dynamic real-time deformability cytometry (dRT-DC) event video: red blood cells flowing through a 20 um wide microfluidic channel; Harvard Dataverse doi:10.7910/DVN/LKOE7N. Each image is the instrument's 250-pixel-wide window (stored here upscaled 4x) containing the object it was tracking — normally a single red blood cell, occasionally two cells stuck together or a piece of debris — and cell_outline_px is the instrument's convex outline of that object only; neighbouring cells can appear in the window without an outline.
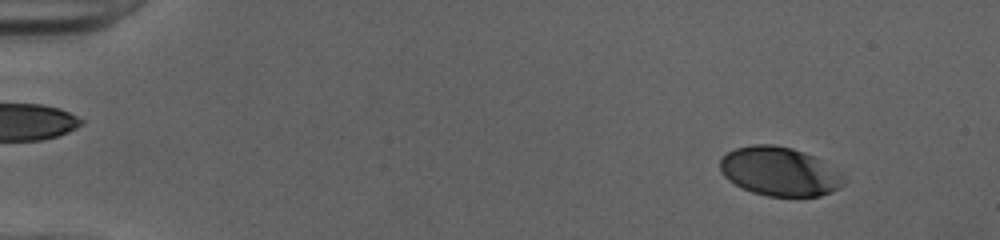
{"species": "human", "species_latin": "Homo sapiens", "temperature_condition": "cold", "stored_images_in_passage": 51, "camera_frame_rate_fps": 3000, "um_per_image_px": 0.085, "donor": {"sex": "female"}, "frame": {"image": 1, "passage_image": 5, "time_ms": 1.333, "image_size_px": [1000, 240], "cell_outline_px": [[844, 184], [832, 192], [820, 196], [768, 196], [752, 192], [728, 180], [724, 176], [720, 168], [720, 160], [728, 152], [736, 148], [752, 144], [772, 144], [792, 148], [804, 152], [812, 156], [844, 176]], "centroid_in_image_um": [66.23, 14.58], "position_along_channel_um": 18.8, "area_um2": 34.8}}
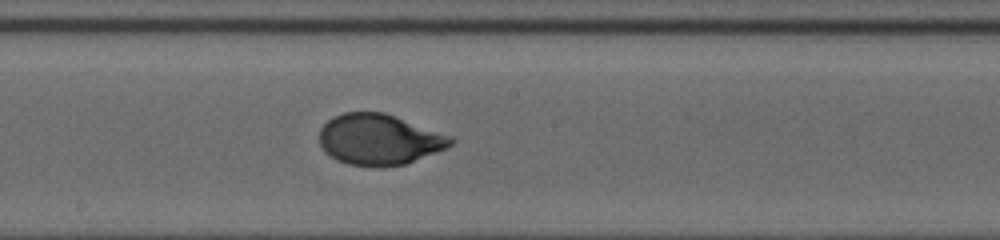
{"frame": {"image": 2, "passage_image": 29, "time_ms": 9.333, "image_size_px": [1000, 240], "cell_outline_px": [[456, 140], [448, 148], [404, 164], [384, 168], [372, 168], [348, 164], [336, 160], [324, 152], [320, 144], [320, 128], [332, 116], [344, 112], [384, 112], [452, 136]], "centroid_in_image_um": [32.22, 11.87], "position_along_channel_um": 216.0, "area_um2": 39.36}}
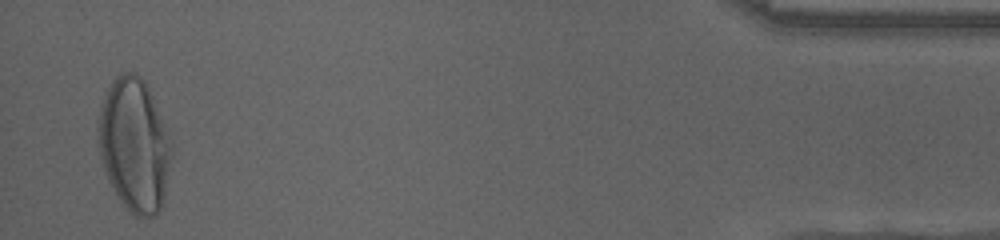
{"frame": {"image": 3, "passage_image": 50, "time_ms": 16.333, "image_size_px": [1000, 240], "cell_outline_px": [[172, 156], [164, 196], [160, 208], [152, 216], [140, 220], [120, 200], [108, 180], [100, 156], [96, 128], [104, 96], [112, 80], [116, 76], [124, 72], [136, 72], [144, 80], [152, 96], [172, 148]], "centroid_in_image_um": [11.39, 12.32], "position_along_channel_um": 423.8, "area_um2": 56.36}, "authors_computed_cell_mechanics": {"area_um2": 38.726, "velocity_mm_per_s": 4.0158, "shape_relaxation_time_tau1_ms": 4.1958, "shape_relaxation_time_tau2_ms": null, "deformation_change_tau1": 0.2013, "deformation_change_tau2": null}}